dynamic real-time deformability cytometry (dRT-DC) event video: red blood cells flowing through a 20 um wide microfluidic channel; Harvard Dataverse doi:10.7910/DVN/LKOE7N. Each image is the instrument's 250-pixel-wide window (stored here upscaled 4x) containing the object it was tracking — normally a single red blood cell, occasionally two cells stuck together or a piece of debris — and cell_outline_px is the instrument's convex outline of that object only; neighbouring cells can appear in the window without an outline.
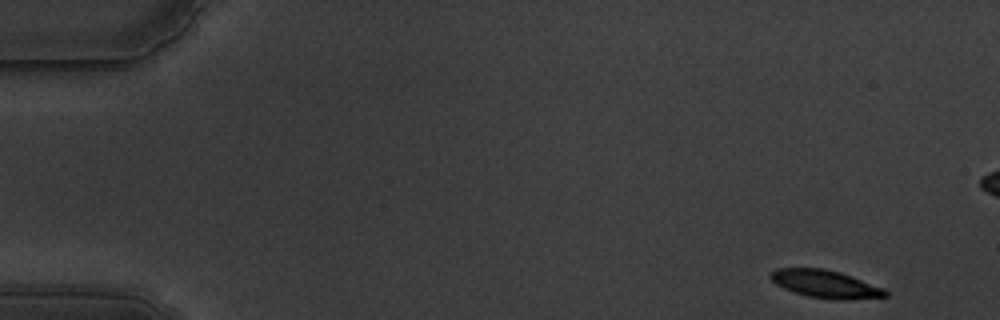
{"species": "common noctule bat (a hibernating species)", "species_latin": "Nyctalus noctula", "temperature_condition": "warm", "stored_images_in_passage": 56, "camera_frame_rate_fps": 3000, "um_per_image_px": 0.085, "animal": {"sex": "male", "body_mass_g": 19.5, "forearm_length_mm": 54.6}, "frame": {"image": 1, "passage_image": 1, "time_ms": 0.0, "image_size_px": [1000, 320], "cell_outline_px": [[888, 296], [844, 300], [832, 300], [808, 296], [784, 288], [776, 284], [768, 276], [776, 268], [824, 268], [840, 272], [852, 276], [884, 288], [888, 292]], "centroid_in_image_um": [70.17, 24.14], "position_along_channel_um": 14.8, "area_um2": 18.55}}
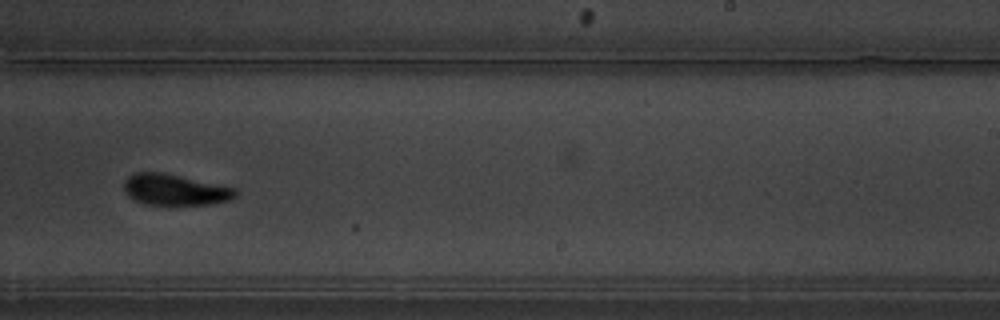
{"frame": {"image": 2, "passage_image": 34, "time_ms": 11.0, "image_size_px": [1000, 320], "cell_outline_px": [[236, 196], [232, 200], [212, 204], [144, 204], [128, 196], [124, 192], [124, 180], [128, 176], [136, 172], [160, 172], [224, 184], [236, 188]], "centroid_in_image_um": [14.91, 16.11], "position_along_channel_um": 274.1, "area_um2": 20.4}}
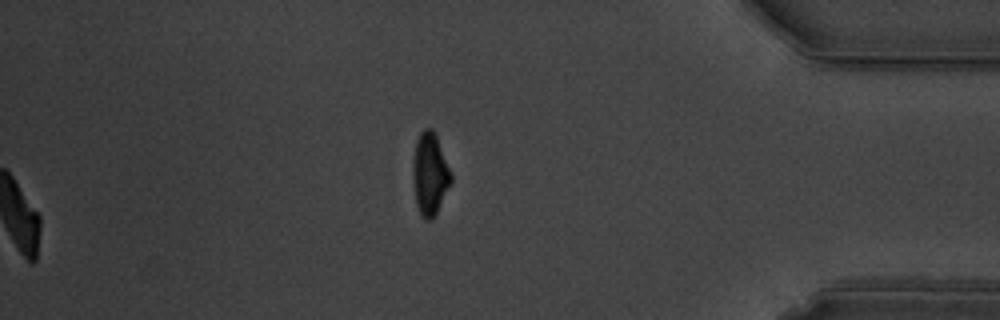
{"frame": {"image": 3, "passage_image": 56, "time_ms": 18.333, "image_size_px": [1000, 320], "cell_outline_px": [[452, 180], [432, 220], [428, 220], [420, 212], [416, 204], [412, 172], [412, 168], [416, 140], [420, 132], [424, 128], [432, 128], [436, 136], [452, 176]], "centroid_in_image_um": [36.52, 14.75], "position_along_channel_um": 398.7, "area_um2": 17.8}, "authors_computed_cell_mechanics": {"area_um2": 20.3167, "velocity_mm_per_s": 3.5039, "shape_relaxation_time_tau1_ms": 2.7058, "shape_relaxation_time_tau2_ms": 3.4836, "deformation_change_tau1": 0.1526, "deformation_change_tau2": 0.095}}